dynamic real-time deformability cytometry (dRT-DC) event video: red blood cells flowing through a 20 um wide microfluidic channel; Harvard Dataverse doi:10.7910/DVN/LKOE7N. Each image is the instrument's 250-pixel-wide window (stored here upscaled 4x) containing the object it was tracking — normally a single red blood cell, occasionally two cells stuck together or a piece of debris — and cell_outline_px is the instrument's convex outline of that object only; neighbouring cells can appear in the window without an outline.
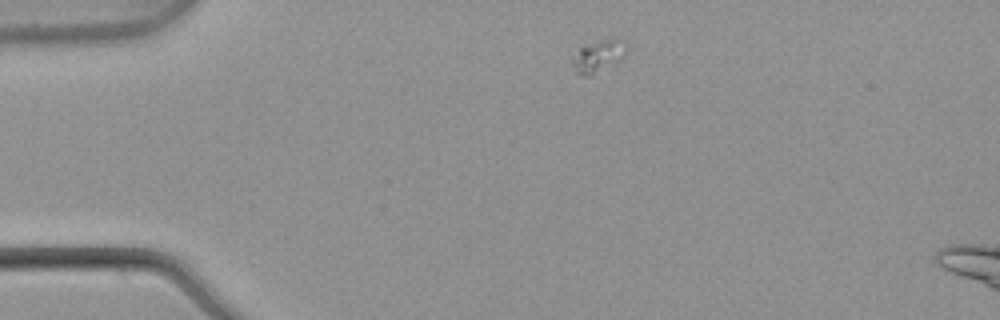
{"species": "common noctule bat (a hibernating species)", "species_latin": "Nyctalus noctula", "temperature_condition": "warm", "stored_images_in_passage": 3, "camera_frame_rate_fps": 3000, "um_per_image_px": 0.085, "animal": {"sex": "male", "body_mass_g": 21.5, "forearm_length_mm": 52.0}, "frame": {"image": 1, "passage_image": 1, "time_ms": 0.0, "image_size_px": [1000, 320], "cell_outline_px": [[628, 48], [620, 60], [592, 76], [580, 76], [576, 72], [572, 64], [572, 56], [580, 48], [612, 36], [620, 36]], "centroid_in_image_um": [50.88, 4.75], "position_along_channel_um": 34.1, "area_um2": 10.35}}